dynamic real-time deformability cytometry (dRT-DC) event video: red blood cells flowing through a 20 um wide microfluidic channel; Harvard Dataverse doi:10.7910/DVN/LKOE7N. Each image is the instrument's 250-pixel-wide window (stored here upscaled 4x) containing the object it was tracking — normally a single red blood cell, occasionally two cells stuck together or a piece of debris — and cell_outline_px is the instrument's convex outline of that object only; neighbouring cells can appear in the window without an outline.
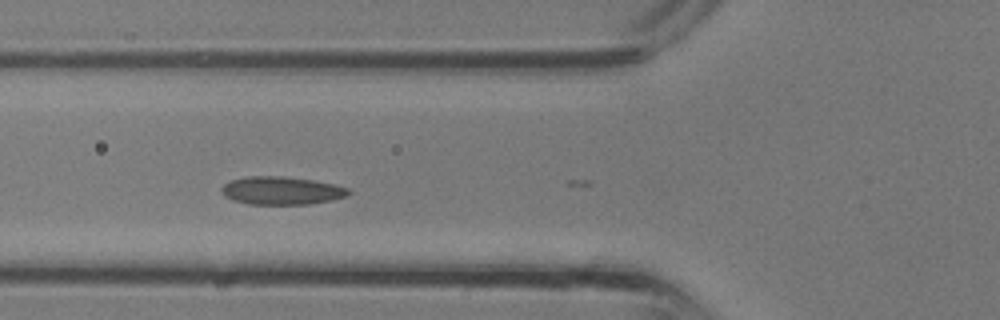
{"species": "common noctule bat (a hibernating species)", "species_latin": "Nyctalus noctula", "temperature_condition": "room temperature", "stored_images_in_passage": 7, "camera_frame_rate_fps": 3000, "um_per_image_px": 0.085, "animal": {"sex": "male", "body_mass_g": 13.3}, "frame": {"image": 1, "passage_image": 2, "time_ms": 0.333, "image_size_px": [1000, 320], "cell_outline_px": [[352, 192], [348, 196], [332, 200], [308, 204], [248, 204], [232, 200], [224, 196], [220, 192], [220, 188], [224, 184], [232, 180], [248, 176], [284, 176], [312, 180], [332, 184], [348, 188]], "centroid_in_image_um": [23.91, 16.2], "position_along_channel_um": 101.9, "area_um2": 20.81}}
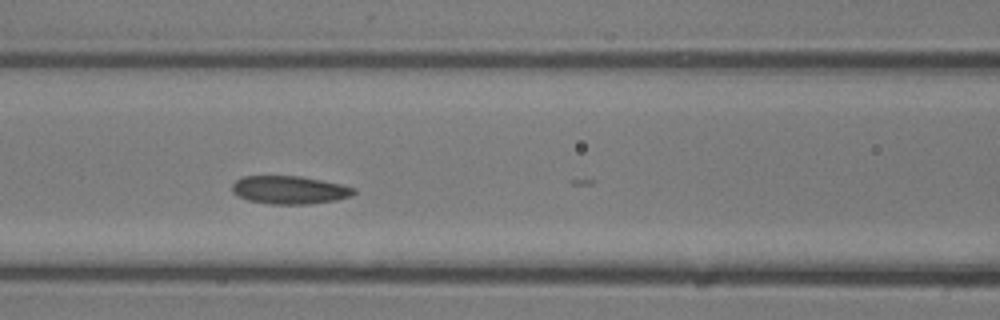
{"frame": {"image": 2, "passage_image": 4, "time_ms": 1.0, "image_size_px": [1000, 320], "cell_outline_px": [[356, 192], [352, 196], [336, 200], [308, 204], [268, 204], [248, 200], [236, 196], [232, 192], [232, 184], [236, 180], [244, 176], [300, 176], [340, 184], [356, 188]], "centroid_in_image_um": [24.59, 16.15], "position_along_channel_um": 142.0, "area_um2": 20.0}}
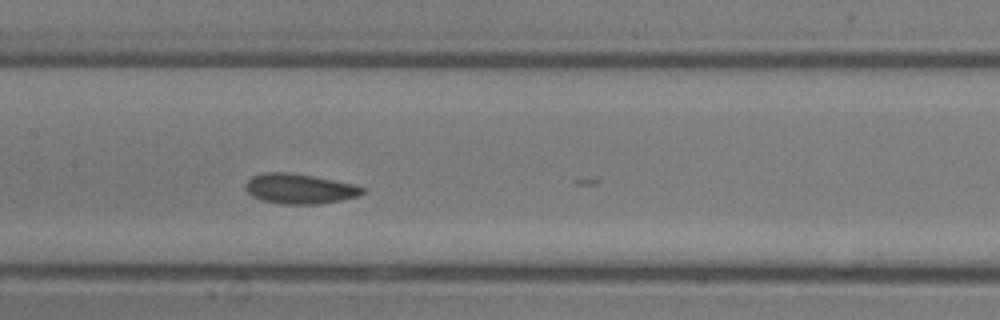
{"frame": {"image": 3, "passage_image": 6, "time_ms": 1.667, "image_size_px": [1000, 320], "cell_outline_px": [[364, 192], [360, 196], [340, 200], [316, 204], [280, 204], [260, 200], [252, 196], [244, 188], [244, 184], [252, 176], [264, 172], [288, 172], [312, 176], [356, 184], [364, 188]], "centroid_in_image_um": [25.44, 16.04], "position_along_channel_um": 182.0, "area_um2": 20.58}}